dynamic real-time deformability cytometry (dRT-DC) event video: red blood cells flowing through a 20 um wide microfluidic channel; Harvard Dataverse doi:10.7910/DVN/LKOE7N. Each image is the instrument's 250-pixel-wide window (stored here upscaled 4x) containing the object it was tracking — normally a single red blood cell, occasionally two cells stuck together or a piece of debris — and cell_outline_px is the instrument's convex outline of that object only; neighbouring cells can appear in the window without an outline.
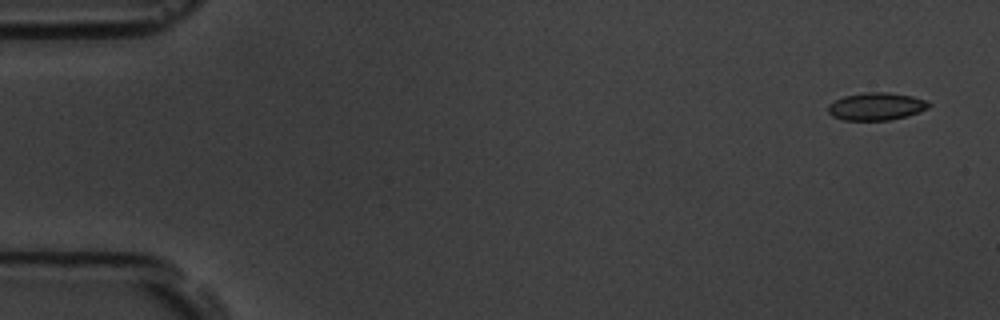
{"species": "common noctule bat (a hibernating species)", "species_latin": "Nyctalus noctula", "temperature_condition": "room temperature", "stored_images_in_passage": 5, "camera_frame_rate_fps": 3000, "um_per_image_px": 0.085, "animal": {"sex": "male", "body_mass_g": 19.5, "forearm_length_mm": 54.6}, "frame": {"image": 1, "passage_image": 1, "time_ms": 0.0, "image_size_px": [1000, 320], "cell_outline_px": [[932, 104], [928, 108], [908, 116], [888, 120], [844, 120], [832, 116], [828, 112], [828, 104], [844, 96], [864, 92], [888, 92], [912, 96], [924, 100]], "centroid_in_image_um": [74.47, 9.04], "position_along_channel_um": 10.5, "area_um2": 16.18}}
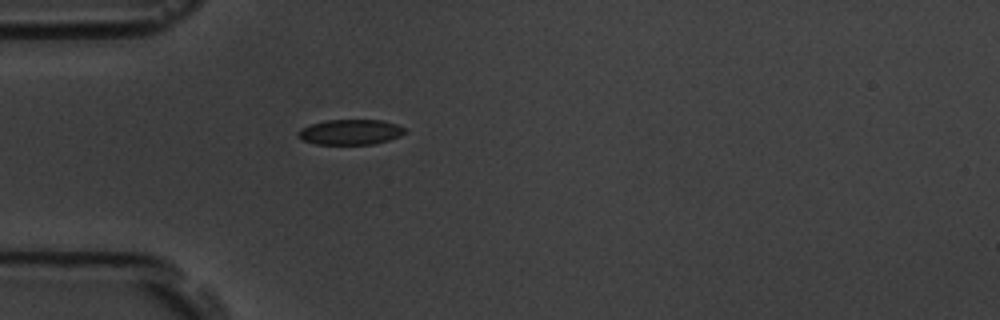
{"frame": {"image": 2, "passage_image": 5, "time_ms": 4.667, "image_size_px": [1000, 320], "cell_outline_px": [[404, 132], [400, 136], [376, 144], [316, 144], [304, 140], [296, 132], [300, 128], [324, 120], [380, 120], [396, 124], [404, 128]], "centroid_in_image_um": [29.77, 11.22], "position_along_channel_um": 55.2, "area_um2": 15.55}}